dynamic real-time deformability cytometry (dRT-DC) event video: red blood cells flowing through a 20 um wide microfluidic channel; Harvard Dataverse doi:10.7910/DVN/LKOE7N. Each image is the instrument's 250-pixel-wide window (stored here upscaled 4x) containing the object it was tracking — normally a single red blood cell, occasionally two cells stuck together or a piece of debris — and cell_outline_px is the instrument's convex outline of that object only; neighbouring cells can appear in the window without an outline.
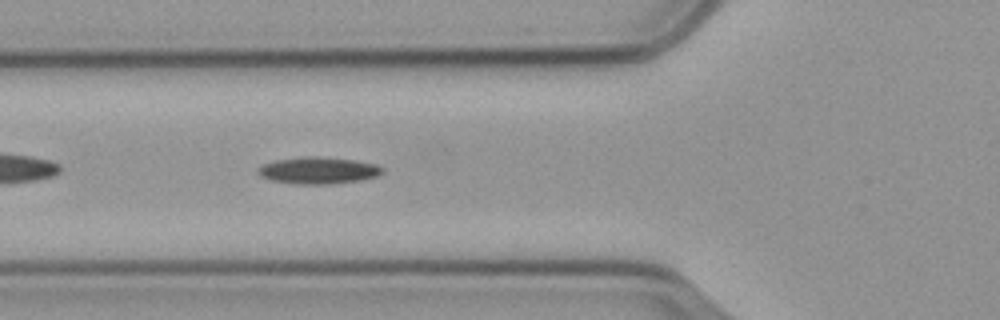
{"species": "common noctule bat (a hibernating species)", "species_latin": "Nyctalus noctula", "temperature_condition": "cold", "stored_images_in_passage": 34, "camera_frame_rate_fps": 3000, "um_per_image_px": 0.085, "animal": {"sex": "male", "body_mass_g": 23.1, "forearm_length_mm": 52.7}, "frame": {"image": 1, "passage_image": 6, "time_ms": 1.667, "image_size_px": [1000, 320], "cell_outline_px": [[384, 172], [376, 176], [360, 180], [328, 184], [296, 184], [272, 180], [260, 176], [256, 172], [256, 168], [264, 164], [276, 160], [304, 156], [316, 156], [356, 160], [376, 164], [384, 168]], "centroid_in_image_um": [27.04, 14.48], "position_along_channel_um": 98.8, "area_um2": 19.48}}
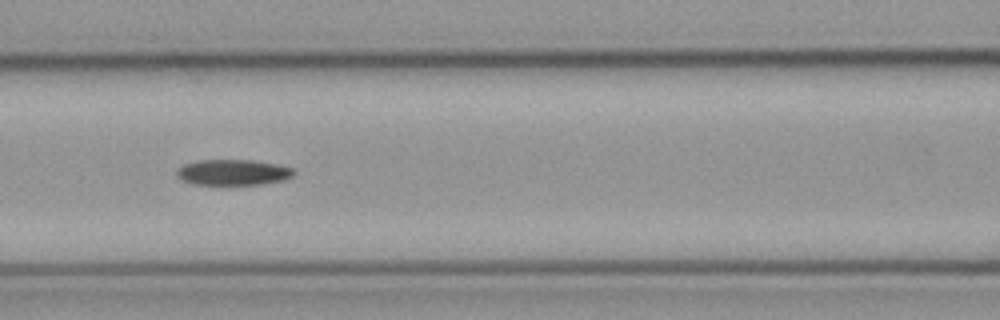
{"frame": {"image": 2, "passage_image": 10, "time_ms": 3.0, "image_size_px": [1000, 320], "cell_outline_px": [[296, 172], [292, 176], [284, 180], [260, 184], [196, 184], [184, 180], [176, 176], [176, 168], [184, 164], [196, 160], [252, 160], [276, 164], [292, 168]], "centroid_in_image_um": [19.79, 14.64], "position_along_channel_um": 146.8, "area_um2": 17.46}, "authors_computed_cell_mechanics": {"area_um2": 18.1492, "velocity_mm_per_s": 3.5313, "shape_relaxation_time_tau1_ms": 9.6489, "shape_relaxation_time_tau2_ms": null, "deformation_change_tau1": 0.1949, "deformation_change_tau2": null}}